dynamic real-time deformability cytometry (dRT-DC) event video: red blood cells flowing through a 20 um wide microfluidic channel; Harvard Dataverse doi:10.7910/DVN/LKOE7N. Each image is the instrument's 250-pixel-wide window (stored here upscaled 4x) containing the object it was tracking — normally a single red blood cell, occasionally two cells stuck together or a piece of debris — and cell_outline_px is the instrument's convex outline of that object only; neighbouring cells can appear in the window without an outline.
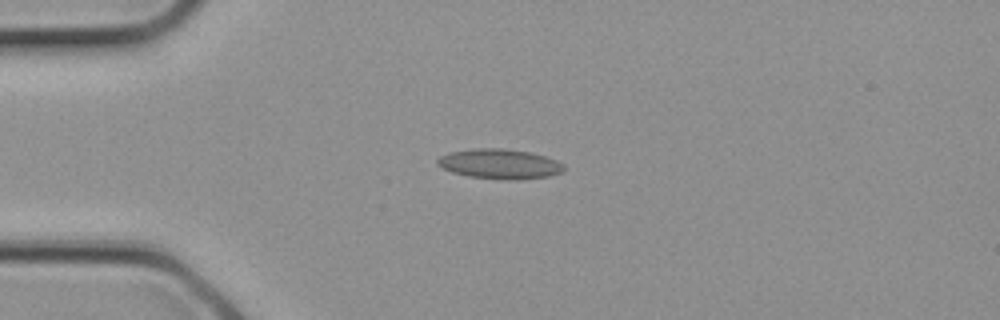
{"species": "common noctule bat (a hibernating species)", "species_latin": "Nyctalus noctula", "temperature_condition": "cold", "stored_images_in_passage": 2, "camera_frame_rate_fps": 3000, "um_per_image_px": 0.085, "animal": {"sex": "female", "body_mass_g": 21.9}, "frame": {"image": 1, "passage_image": 2, "time_ms": 0.333, "image_size_px": [1000, 320], "cell_outline_px": [[564, 172], [548, 176], [516, 180], [508, 180], [468, 176], [452, 172], [436, 164], [436, 160], [440, 156], [448, 152], [476, 148], [504, 148], [528, 152], [544, 156], [556, 160], [564, 164]], "centroid_in_image_um": [42.47, 13.93], "position_along_channel_um": 42.5, "area_um2": 22.02}}